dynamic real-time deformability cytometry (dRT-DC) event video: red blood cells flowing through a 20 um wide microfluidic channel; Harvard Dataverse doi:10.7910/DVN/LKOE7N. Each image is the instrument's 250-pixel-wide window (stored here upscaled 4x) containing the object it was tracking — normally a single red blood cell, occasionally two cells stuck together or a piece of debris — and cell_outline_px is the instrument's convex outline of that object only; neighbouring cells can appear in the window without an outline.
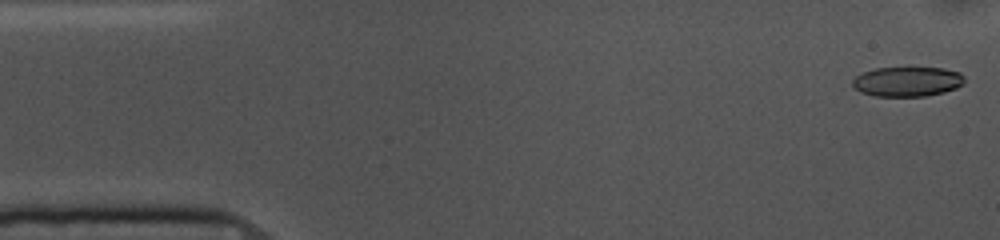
{"species": "common noctule bat (a hibernating species)", "species_latin": "Nyctalus noctula", "temperature_condition": "cold", "stored_images_in_passage": 52, "camera_frame_rate_fps": 3000, "um_per_image_px": 0.085, "animal": {"sex": "female", "body_mass_g": 10.0, "forearm_length_mm": 53.1}, "frame": {"image": 1, "passage_image": 1, "time_ms": 0.0, "image_size_px": [1000, 240], "cell_outline_px": [[964, 84], [956, 88], [944, 92], [924, 96], [876, 96], [860, 92], [852, 84], [852, 80], [856, 76], [864, 72], [876, 68], [944, 68], [960, 72], [964, 76]], "centroid_in_image_um": [77.15, 6.93], "position_along_channel_um": 7.9, "area_um2": 19.36}}
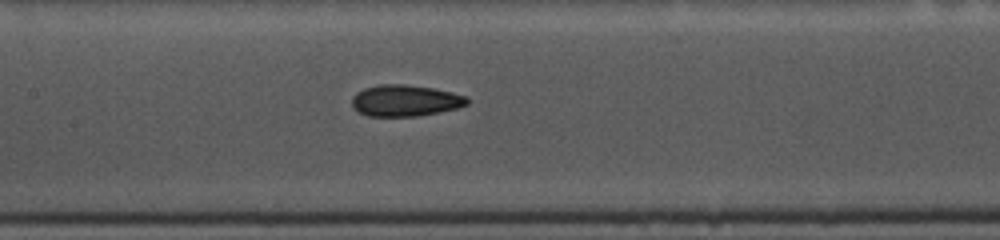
{"frame": {"image": 2, "passage_image": 23, "time_ms": 7.333, "image_size_px": [1000, 240], "cell_outline_px": [[468, 104], [456, 108], [440, 112], [416, 116], [368, 116], [352, 108], [352, 96], [356, 92], [364, 88], [380, 84], [404, 84], [432, 88], [452, 92], [468, 96]], "centroid_in_image_um": [34.43, 8.54], "position_along_channel_um": 173.0, "area_um2": 21.15}}
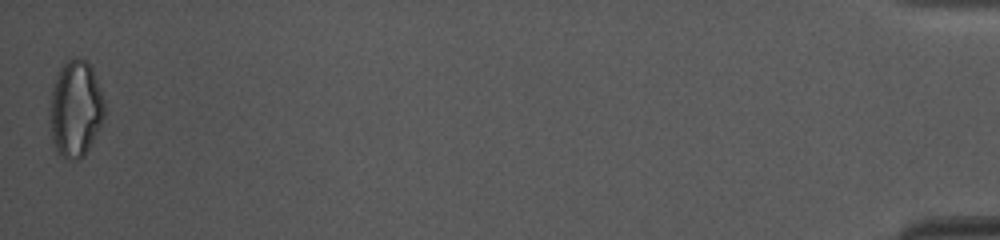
{"frame": {"image": 3, "passage_image": 52, "time_ms": 17.0, "image_size_px": [1000, 240], "cell_outline_px": [[104, 116], [84, 156], [80, 160], [68, 160], [56, 148], [52, 140], [48, 116], [48, 112], [52, 88], [60, 68], [68, 60], [76, 56], [84, 60], [92, 68], [104, 100]], "centroid_in_image_um": [6.39, 9.24], "position_along_channel_um": 428.8, "area_um2": 30.52}, "authors_computed_cell_mechanics": {"area_um2": 21.1837, "velocity_mm_per_s": 3.7033, "shape_relaxation_time_tau1_ms": 6.5756, "shape_relaxation_time_tau2_ms": 3.2758, "deformation_change_tau1": 0.1548, "deformation_change_tau2": 0.1042}}